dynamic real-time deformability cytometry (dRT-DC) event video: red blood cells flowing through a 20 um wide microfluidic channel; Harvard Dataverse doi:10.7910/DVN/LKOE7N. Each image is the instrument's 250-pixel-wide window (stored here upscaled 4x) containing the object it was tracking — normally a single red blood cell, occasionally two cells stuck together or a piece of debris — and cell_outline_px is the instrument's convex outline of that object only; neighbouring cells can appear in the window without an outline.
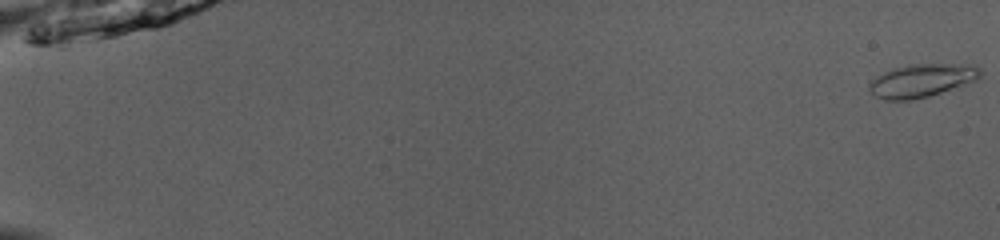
{"species": "common noctule bat (a hibernating species)", "species_latin": "Nyctalus noctula", "temperature_condition": "room temperature", "stored_images_in_passage": 52, "camera_frame_rate_fps": 3000, "um_per_image_px": 0.085, "animal": {"sex": "male", "body_mass_g": 13.0, "forearm_length_mm": 53.1}, "frame": {"image": 1, "passage_image": 1, "time_ms": 0.0, "image_size_px": [1000, 240], "cell_outline_px": [[980, 76], [976, 80], [928, 96], [912, 100], [884, 100], [876, 96], [868, 88], [872, 80], [876, 76], [884, 72], [896, 68], [912, 64], [976, 64], [980, 68]], "centroid_in_image_um": [78.36, 6.83], "position_along_channel_um": 6.6, "area_um2": 21.15}}
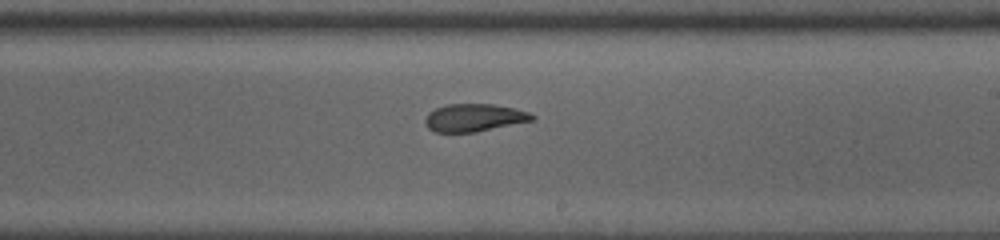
{"frame": {"image": 2, "passage_image": 33, "time_ms": 10.667, "image_size_px": [1000, 240], "cell_outline_px": [[536, 120], [476, 132], [436, 132], [428, 128], [424, 120], [428, 112], [436, 108], [448, 104], [492, 104], [512, 108], [528, 112], [536, 116]], "centroid_in_image_um": [40.31, 10.01], "position_along_channel_um": 248.7, "area_um2": 17.28}}
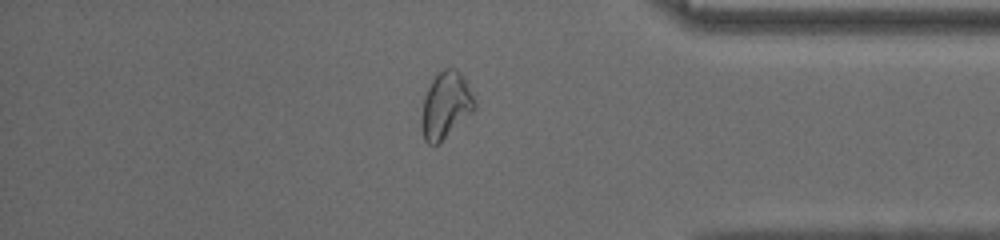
{"frame": {"image": 3, "passage_image": 45, "time_ms": 14.667, "image_size_px": [1000, 240], "cell_outline_px": [[476, 108], [472, 112], [436, 144], [428, 144], [424, 140], [420, 128], [420, 124], [424, 100], [428, 88], [432, 80], [444, 68], [456, 68], [464, 76], [472, 92], [476, 104]], "centroid_in_image_um": [37.88, 8.92], "position_along_channel_um": 397.3, "area_um2": 20.23}, "authors_computed_cell_mechanics": {"area_um2": 19.0162, "velocity_mm_per_s": 4.0681, "shape_relaxation_time_tau1_ms": 5.1218, "shape_relaxation_time_tau2_ms": 2.2242, "deformation_change_tau1": 0.1685, "deformation_change_tau2": 0.0792}}